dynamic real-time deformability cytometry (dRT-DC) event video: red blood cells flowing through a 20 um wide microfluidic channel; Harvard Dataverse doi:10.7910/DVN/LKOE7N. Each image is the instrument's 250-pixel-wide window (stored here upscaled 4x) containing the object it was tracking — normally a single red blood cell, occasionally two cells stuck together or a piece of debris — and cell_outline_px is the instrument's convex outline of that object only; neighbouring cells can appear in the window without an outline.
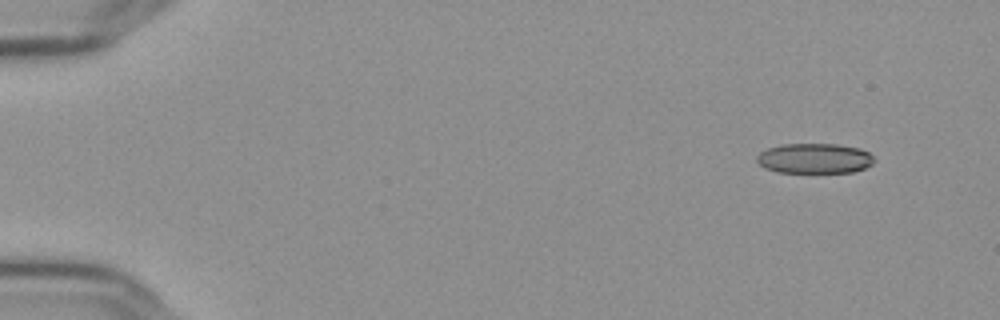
{"species": "Egyptian fruit bat (a non-hibernating species)", "species_latin": "Rousettus aegyptiacus", "temperature_condition": "cold", "stored_images_in_passage": 52, "camera_frame_rate_fps": 3000, "um_per_image_px": 0.085, "frame": {"image": 1, "passage_image": 1, "time_ms": 0.0, "image_size_px": [1000, 320], "cell_outline_px": [[876, 160], [872, 164], [864, 168], [852, 172], [776, 172], [764, 168], [756, 160], [756, 156], [760, 152], [768, 148], [780, 144], [836, 144], [860, 148], [868, 152]], "centroid_in_image_um": [69.22, 13.46], "position_along_channel_um": 15.8, "area_um2": 20.63}}
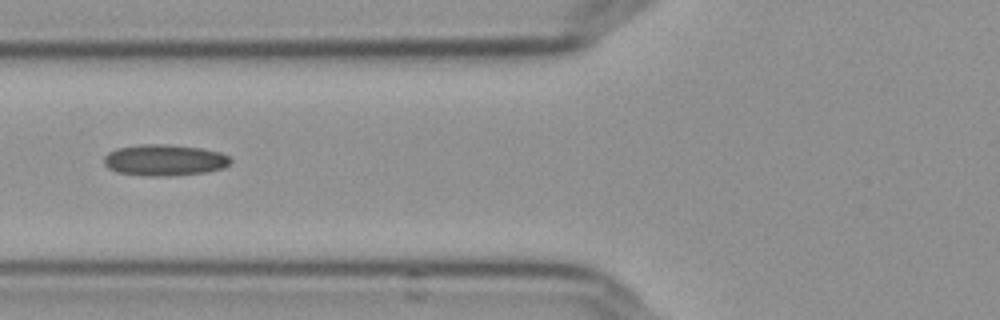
{"frame": {"image": 2, "passage_image": 19, "time_ms": 6.0, "image_size_px": [1000, 320], "cell_outline_px": [[232, 160], [224, 168], [208, 172], [168, 176], [140, 176], [116, 172], [108, 168], [104, 164], [104, 156], [108, 152], [116, 148], [140, 144], [168, 144], [200, 148], [220, 152], [228, 156]], "centroid_in_image_um": [13.95, 13.61], "position_along_channel_um": 111.8, "area_um2": 23.35}}
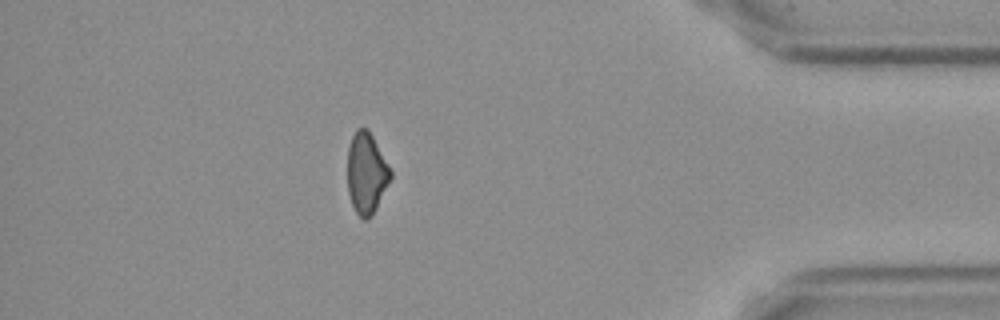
{"frame": {"image": 3, "passage_image": 46, "time_ms": 15.0, "image_size_px": [1000, 320], "cell_outline_px": [[392, 176], [376, 208], [368, 220], [364, 220], [356, 212], [352, 204], [348, 192], [348, 148], [352, 136], [356, 128], [364, 128], [372, 136], [392, 172]], "centroid_in_image_um": [31.14, 14.74], "position_along_channel_um": 404.1, "area_um2": 19.94}}